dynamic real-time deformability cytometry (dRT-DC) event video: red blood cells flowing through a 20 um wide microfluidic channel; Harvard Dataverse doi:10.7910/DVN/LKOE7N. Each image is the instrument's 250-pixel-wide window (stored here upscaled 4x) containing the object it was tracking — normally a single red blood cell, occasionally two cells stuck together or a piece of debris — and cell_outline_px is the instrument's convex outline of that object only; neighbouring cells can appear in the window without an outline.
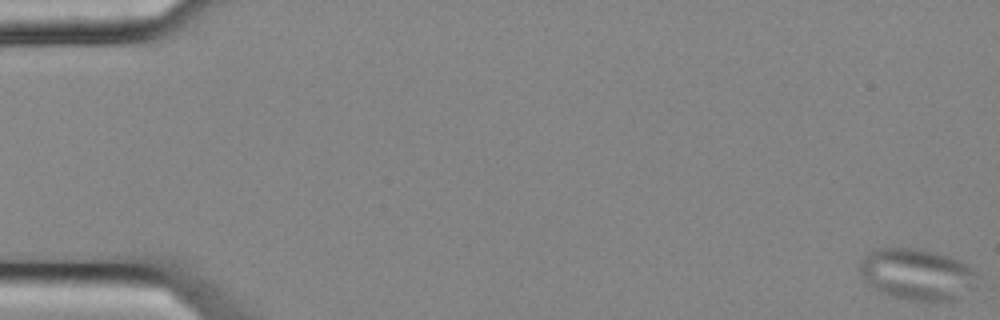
{"species": "common noctule bat (a hibernating species)", "species_latin": "Nyctalus noctula", "temperature_condition": "cold", "stored_images_in_passage": 56, "camera_frame_rate_fps": 3000, "um_per_image_px": 0.085, "animal": {"sex": "female", "body_mass_g": 25.1}, "frame": {"image": 1, "passage_image": 1, "time_ms": 0.0, "image_size_px": [1000, 320], "cell_outline_px": [[980, 272], [976, 288], [960, 300], [908, 300], [892, 296], [880, 292], [872, 288], [864, 280], [860, 272], [860, 260], [868, 252], [876, 248], [916, 248], [936, 252], [948, 256], [968, 264]], "centroid_in_image_um": [78.02, 23.32], "position_along_channel_um": 7.0, "area_um2": 36.01}}
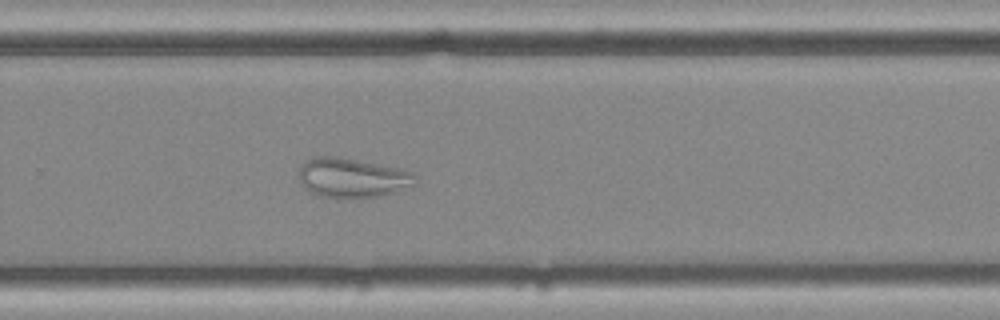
{"frame": {"image": 2, "passage_image": 38, "time_ms": 12.333, "image_size_px": [1000, 320], "cell_outline_px": [[416, 184], [396, 192], [380, 196], [336, 200], [316, 196], [308, 192], [304, 188], [300, 180], [300, 168], [312, 156], [336, 156], [404, 168], [412, 172], [416, 176]], "centroid_in_image_um": [29.96, 15.14], "position_along_channel_um": 299.8, "area_um2": 27.63}}
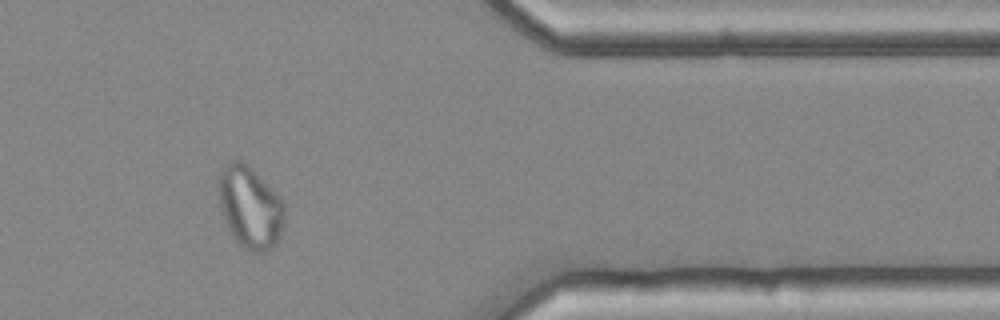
{"frame": {"image": 3, "passage_image": 47, "time_ms": 15.333, "image_size_px": [1000, 320], "cell_outline_px": [[284, 216], [280, 236], [276, 244], [268, 252], [252, 252], [244, 248], [232, 236], [228, 228], [220, 208], [220, 172], [232, 160], [240, 160], [252, 168], [280, 196], [284, 204]], "centroid_in_image_um": [21.29, 17.65], "position_along_channel_um": 390.1, "area_um2": 31.21}}